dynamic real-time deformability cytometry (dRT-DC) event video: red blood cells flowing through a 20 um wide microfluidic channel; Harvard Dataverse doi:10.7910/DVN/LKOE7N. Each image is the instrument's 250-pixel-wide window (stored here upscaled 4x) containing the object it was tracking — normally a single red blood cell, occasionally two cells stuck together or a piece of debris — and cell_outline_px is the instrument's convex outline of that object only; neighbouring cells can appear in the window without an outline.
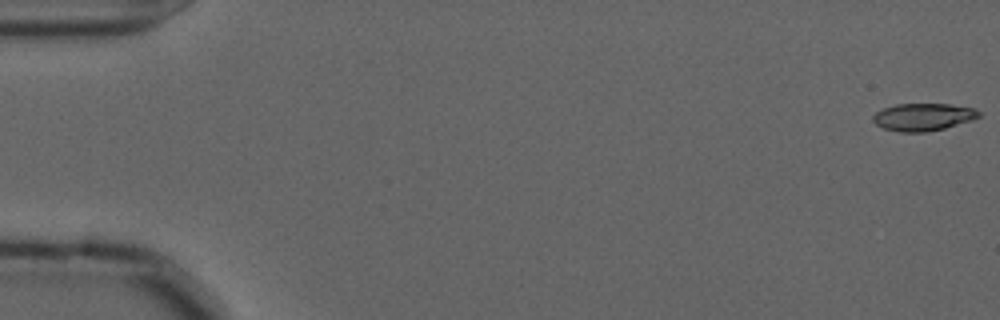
{"species": "common noctule bat (a hibernating species)", "species_latin": "Nyctalus noctula", "temperature_condition": "cold", "stored_images_in_passage": 19, "camera_frame_rate_fps": 3000, "um_per_image_px": 0.085, "animal": {"sex": "male", "forearm_length_mm": 52.5}, "frame": {"image": 1, "passage_image": 1, "time_ms": 0.0, "image_size_px": [1000, 320], "cell_outline_px": [[980, 116], [972, 120], [944, 128], [928, 132], [900, 132], [884, 128], [876, 124], [872, 120], [872, 116], [876, 112], [884, 108], [896, 104], [948, 104], [976, 108], [980, 112]], "centroid_in_image_um": [78.47, 9.94], "position_along_channel_um": 6.5, "area_um2": 16.94}}
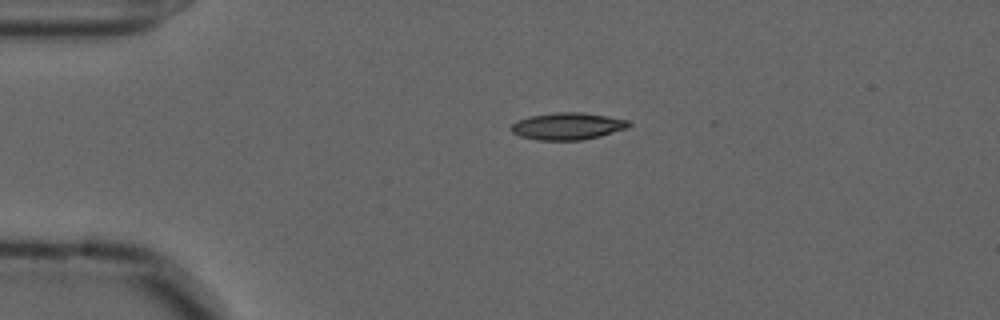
{"frame": {"image": 2, "passage_image": 13, "time_ms": 4.0, "image_size_px": [1000, 320], "cell_outline_px": [[632, 124], [628, 128], [600, 136], [584, 140], [536, 140], [520, 136], [512, 132], [512, 124], [516, 120], [528, 116], [556, 112], [580, 112], [608, 116], [628, 120]], "centroid_in_image_um": [48.25, 10.72], "position_along_channel_um": 36.8, "area_um2": 18.67}}